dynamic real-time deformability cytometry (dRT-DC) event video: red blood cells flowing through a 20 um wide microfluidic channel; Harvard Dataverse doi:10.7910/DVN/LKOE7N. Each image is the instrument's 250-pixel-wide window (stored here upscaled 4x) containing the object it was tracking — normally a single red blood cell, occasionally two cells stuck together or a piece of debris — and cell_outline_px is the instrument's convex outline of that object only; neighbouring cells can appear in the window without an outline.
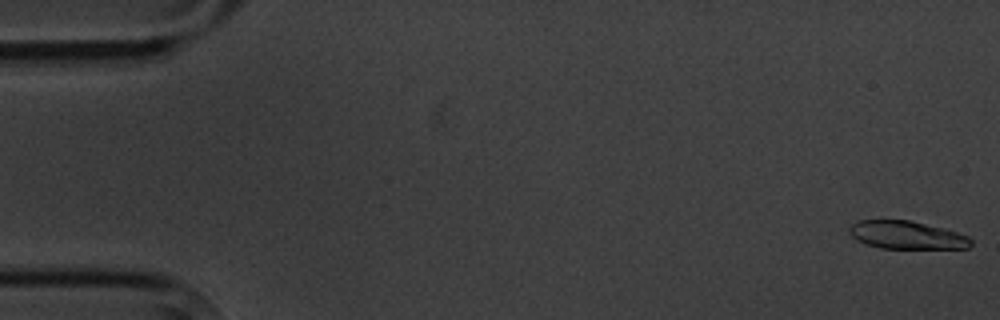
{"species": "common noctule bat (a hibernating species)", "species_latin": "Nyctalus noctula", "temperature_condition": "cold", "stored_images_in_passage": 4, "camera_frame_rate_fps": 3000, "um_per_image_px": 0.085, "animal": {"sex": "male", "body_mass_g": 20.1, "forearm_length_mm": 53.5}, "frame": {"image": 1, "passage_image": 1, "time_ms": 0.0, "image_size_px": [1000, 320], "cell_outline_px": [[972, 244], [968, 248], [880, 248], [856, 240], [848, 232], [848, 228], [852, 224], [860, 220], [908, 220], [944, 228], [968, 236], [972, 240]], "centroid_in_image_um": [77.06, 19.98], "position_along_channel_um": 7.9, "area_um2": 19.71}}